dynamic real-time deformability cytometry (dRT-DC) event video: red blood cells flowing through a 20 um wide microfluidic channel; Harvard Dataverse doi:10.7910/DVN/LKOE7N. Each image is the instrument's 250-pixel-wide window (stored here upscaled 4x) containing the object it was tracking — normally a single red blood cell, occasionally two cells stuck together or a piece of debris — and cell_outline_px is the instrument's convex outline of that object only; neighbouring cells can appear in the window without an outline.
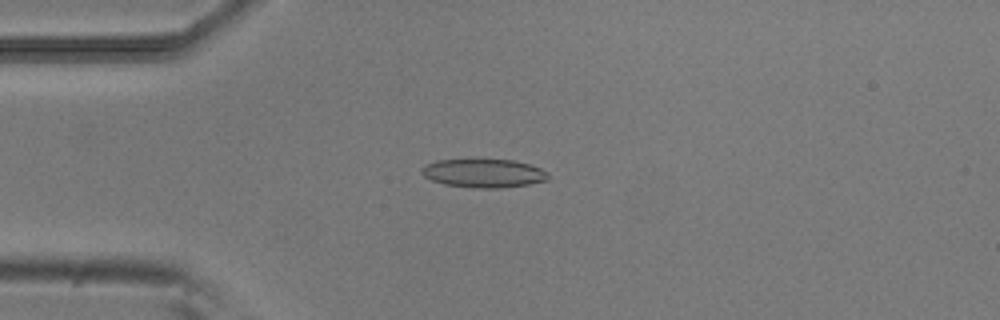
{"species": "common noctule bat (a hibernating species)", "species_latin": "Nyctalus noctula", "temperature_condition": "room temperature", "stored_images_in_passage": 38, "camera_frame_rate_fps": 3000, "um_per_image_px": 0.085, "animal": {"sex": "male", "body_mass_g": 20.5, "forearm_length_mm": 52.5}, "frame": {"image": 1, "passage_image": 4, "time_ms": 1.0, "image_size_px": [1000, 320], "cell_outline_px": [[548, 180], [528, 184], [500, 188], [476, 188], [444, 184], [432, 180], [424, 176], [420, 172], [428, 164], [436, 160], [512, 160], [528, 164], [540, 168], [548, 172]], "centroid_in_image_um": [41.13, 14.73], "position_along_channel_um": 43.9, "area_um2": 20.75}}
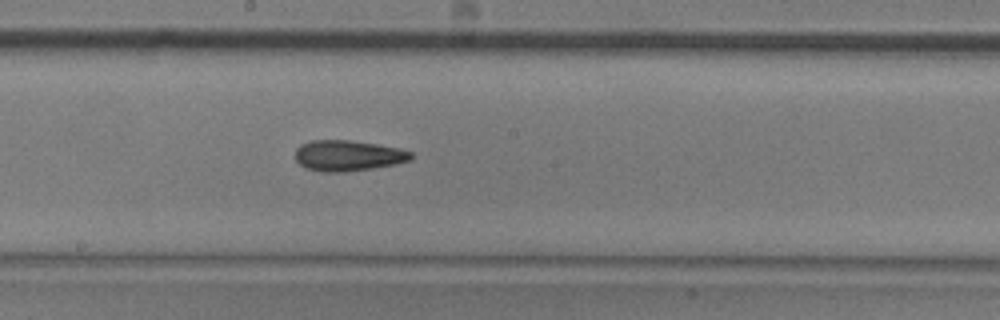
{"frame": {"image": 2, "passage_image": 19, "time_ms": 6.0, "image_size_px": [1000, 320], "cell_outline_px": [[412, 160], [396, 164], [372, 168], [344, 172], [320, 172], [304, 168], [296, 160], [296, 148], [300, 144], [312, 140], [348, 140], [376, 144], [396, 148], [412, 152]], "centroid_in_image_um": [29.55, 13.23], "position_along_channel_um": 218.7, "area_um2": 20.75}}
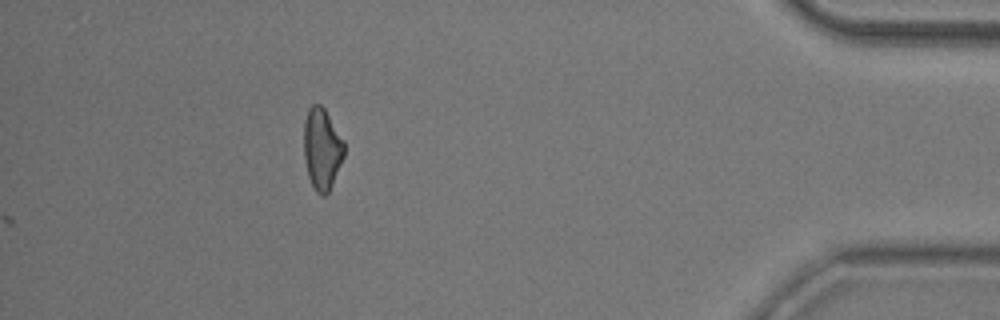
{"frame": {"image": 3, "passage_image": 38, "time_ms": 12.333, "image_size_px": [1000, 320], "cell_outline_px": [[344, 156], [332, 184], [328, 192], [324, 196], [320, 196], [316, 192], [308, 176], [304, 156], [304, 124], [308, 108], [312, 104], [320, 104], [324, 108], [344, 140]], "centroid_in_image_um": [27.36, 12.65], "position_along_channel_um": 407.8, "area_um2": 19.07}, "authors_computed_cell_mechanics": {"area_um2": 20.1722, "velocity_mm_per_s": 3.8317, "shape_relaxation_time_tau1_ms": null, "shape_relaxation_time_tau2_ms": 8.3534, "deformation_change_tau1": null, "deformation_change_tau2": 0.1917}}